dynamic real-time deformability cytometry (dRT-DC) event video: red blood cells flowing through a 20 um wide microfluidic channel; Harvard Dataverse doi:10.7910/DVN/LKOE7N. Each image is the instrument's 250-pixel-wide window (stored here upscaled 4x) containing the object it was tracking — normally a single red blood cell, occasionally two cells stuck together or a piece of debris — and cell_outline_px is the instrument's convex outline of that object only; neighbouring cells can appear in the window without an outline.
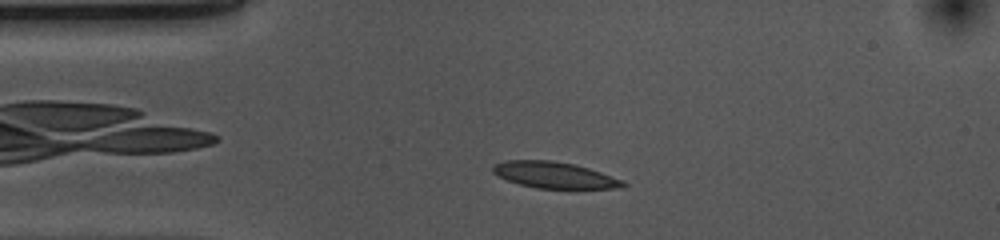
{"species": "common noctule bat (a hibernating species)", "species_latin": "Nyctalus noctula", "temperature_condition": "cold", "stored_images_in_passage": 39, "camera_frame_rate_fps": 3000, "um_per_image_px": 0.085, "animal": {"sex": "female", "body_mass_g": 10.0, "forearm_length_mm": 53.1}, "frame": {"image": 1, "passage_image": 7, "time_ms": 2.0, "image_size_px": [1000, 240], "cell_outline_px": [[628, 184], [624, 188], [536, 188], [520, 184], [496, 176], [492, 172], [492, 164], [504, 160], [552, 160], [576, 164], [624, 180]], "centroid_in_image_um": [47.11, 14.87], "position_along_channel_um": 37.9, "area_um2": 20.11}}
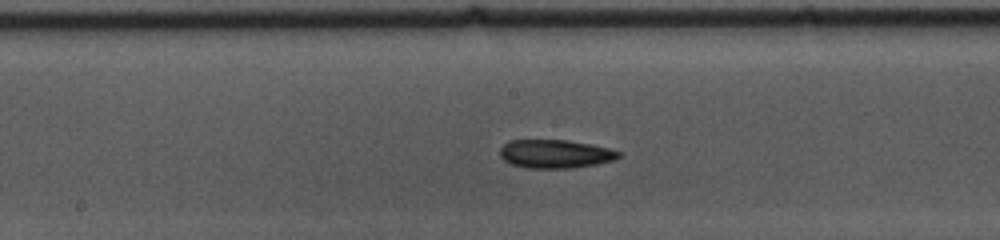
{"frame": {"image": 2, "passage_image": 22, "time_ms": 7.0, "image_size_px": [1000, 240], "cell_outline_px": [[620, 156], [616, 160], [596, 164], [568, 168], [528, 168], [512, 164], [504, 160], [500, 156], [500, 148], [508, 140], [568, 140], [608, 148], [620, 152]], "centroid_in_image_um": [47.18, 13.08], "position_along_channel_um": 201.0, "area_um2": 19.59}}
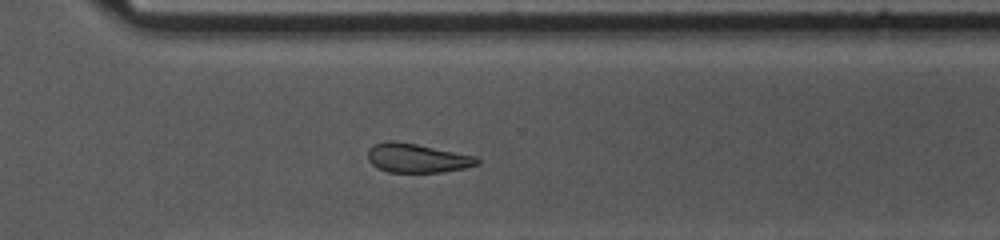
{"frame": {"image": 3, "passage_image": 33, "time_ms": 10.667, "image_size_px": [1000, 240], "cell_outline_px": [[480, 164], [464, 168], [440, 172], [388, 172], [372, 164], [368, 160], [368, 148], [372, 144], [388, 140], [392, 140], [416, 144], [476, 156], [480, 160]], "centroid_in_image_um": [35.44, 13.43], "position_along_channel_um": 335.2, "area_um2": 18.5}}